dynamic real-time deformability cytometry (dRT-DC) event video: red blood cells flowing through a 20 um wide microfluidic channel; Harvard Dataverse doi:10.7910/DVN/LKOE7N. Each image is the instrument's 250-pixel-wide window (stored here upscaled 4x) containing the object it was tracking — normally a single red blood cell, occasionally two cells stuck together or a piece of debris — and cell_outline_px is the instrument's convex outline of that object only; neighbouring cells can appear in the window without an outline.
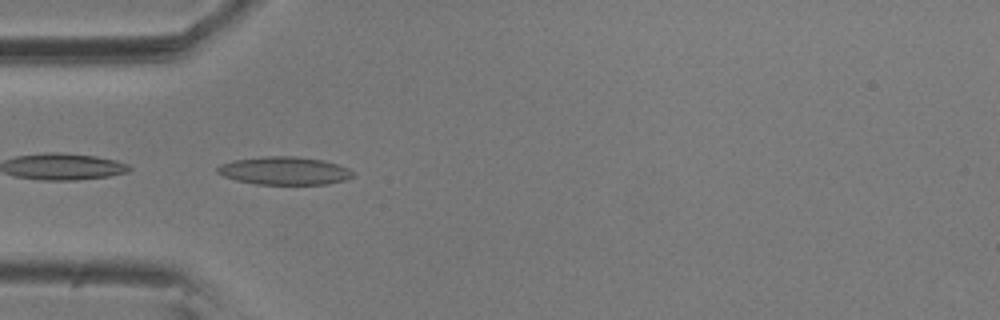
{"species": "common noctule bat (a hibernating species)", "species_latin": "Nyctalus noctula", "temperature_condition": "room temperature", "stored_images_in_passage": 6, "camera_frame_rate_fps": 3000, "um_per_image_px": 0.085, "animal": {"sex": "male", "body_mass_g": 20.5, "forearm_length_mm": 52.5}, "frame": {"image": 1, "passage_image": 5, "time_ms": 1.333, "image_size_px": [1000, 320], "cell_outline_px": [[352, 176], [344, 180], [328, 184], [256, 184], [236, 180], [224, 176], [216, 172], [216, 168], [220, 164], [232, 160], [264, 156], [296, 156], [324, 160], [348, 168], [352, 172]], "centroid_in_image_um": [24.13, 14.5], "position_along_channel_um": 60.9, "area_um2": 22.08}}
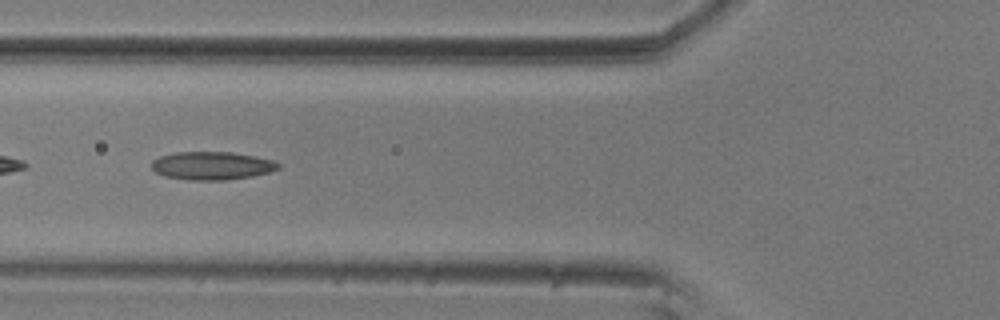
{"frame": {"image": 2, "passage_image": 6, "time_ms": 1.667, "image_size_px": [1000, 320], "cell_outline_px": [[280, 168], [268, 172], [252, 176], [228, 180], [188, 180], [164, 176], [156, 172], [152, 168], [152, 160], [160, 156], [176, 152], [232, 152], [272, 160], [280, 164]], "centroid_in_image_um": [17.99, 14.09], "position_along_channel_um": 107.8, "area_um2": 20.69}}